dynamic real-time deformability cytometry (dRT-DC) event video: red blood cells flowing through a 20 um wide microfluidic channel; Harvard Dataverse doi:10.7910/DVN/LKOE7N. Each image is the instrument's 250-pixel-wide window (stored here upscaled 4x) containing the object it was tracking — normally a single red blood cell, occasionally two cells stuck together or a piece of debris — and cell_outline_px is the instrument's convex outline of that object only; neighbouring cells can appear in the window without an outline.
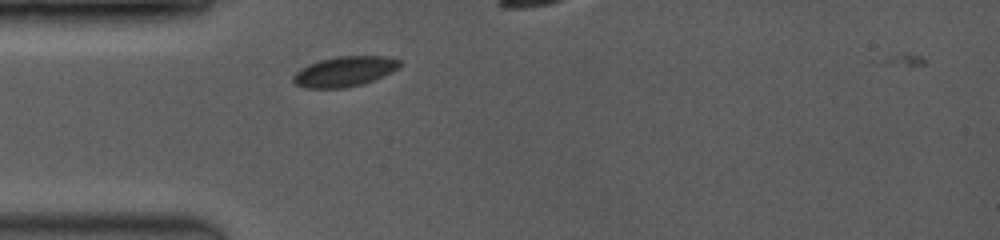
{"species": "common noctule bat (a hibernating species)", "species_latin": "Nyctalus noctula", "temperature_condition": "room temperature", "stored_images_in_passage": 11, "segment_of_instrument_passage": [1, 2], "camera_frame_rate_fps": 3500, "um_per_image_px": 0.085, "animal": {"sex": "female", "body_mass_g": 19.0, "forearm_length_mm": 53.3}, "frame": {"image": 1, "passage_image": 1, "time_ms": 0.0, "image_size_px": [1000, 240], "cell_outline_px": [[400, 64], [396, 68], [372, 80], [360, 84], [344, 88], [304, 88], [296, 84], [292, 80], [292, 76], [300, 68], [308, 64], [320, 60], [336, 56], [384, 56], [400, 60]], "centroid_in_image_um": [29.2, 6.07], "position_along_channel_um": 55.8, "area_um2": 18.38}}
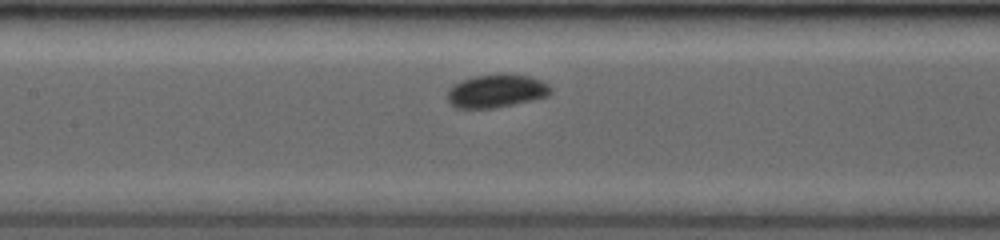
{"frame": {"image": 2, "passage_image": 7, "time_ms": 2.857, "image_size_px": [1000, 240], "cell_outline_px": [[552, 92], [548, 96], [532, 100], [492, 108], [456, 108], [448, 100], [448, 92], [452, 84], [460, 80], [472, 76], [500, 72], [504, 72], [528, 76], [540, 80], [548, 84], [552, 88]], "centroid_in_image_um": [42.19, 7.7], "position_along_channel_um": 165.2, "area_um2": 20.29}}
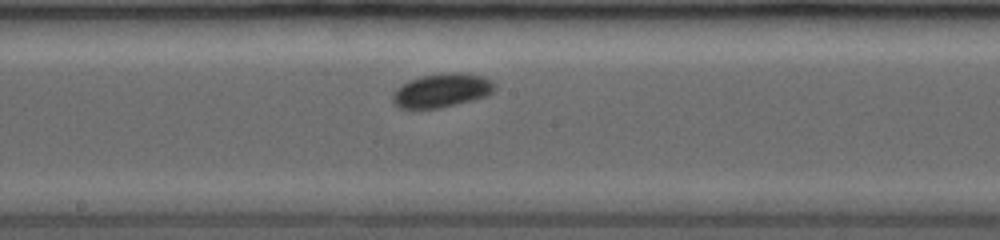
{"frame": {"image": 3, "passage_image": 10, "time_ms": 4.0, "image_size_px": [1000, 240], "cell_outline_px": [[496, 88], [488, 96], [440, 108], [400, 108], [392, 104], [392, 92], [400, 84], [408, 80], [420, 76], [452, 72], [460, 72], [484, 76], [492, 80], [496, 84]], "centroid_in_image_um": [37.54, 7.68], "position_along_channel_um": 210.7, "area_um2": 20.46}}